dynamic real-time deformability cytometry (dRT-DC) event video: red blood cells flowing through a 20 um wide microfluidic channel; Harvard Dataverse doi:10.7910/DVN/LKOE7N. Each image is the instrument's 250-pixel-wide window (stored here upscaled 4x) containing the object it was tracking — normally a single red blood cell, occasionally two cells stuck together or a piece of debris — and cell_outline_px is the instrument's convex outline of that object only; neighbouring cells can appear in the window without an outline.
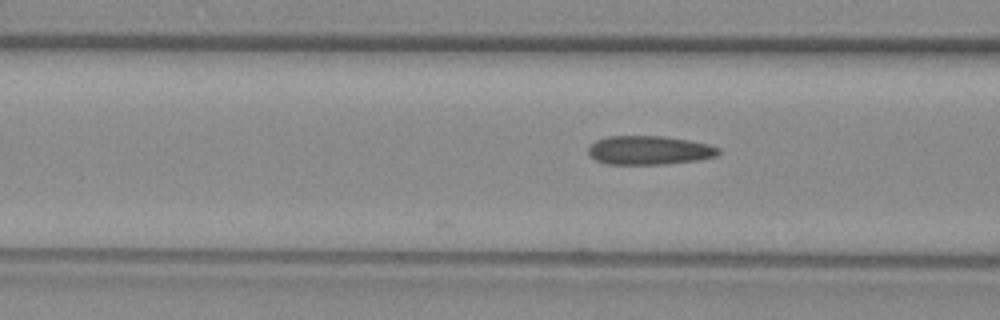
{"species": "common noctule bat (a hibernating species)", "species_latin": "Nyctalus noctula", "temperature_condition": "warm", "stored_images_in_passage": 6, "camera_frame_rate_fps": 3000, "um_per_image_px": 0.085, "animal": {"sex": "female", "body_mass_g": 29.2, "forearm_length_mm": 56.3}, "frame": {"image": 1, "passage_image": 6, "time_ms": 1.667, "image_size_px": [1000, 320], "cell_outline_px": [[720, 152], [716, 156], [700, 160], [664, 164], [608, 164], [596, 160], [588, 152], [588, 148], [596, 140], [608, 136], [664, 136], [688, 140], [708, 144], [720, 148]], "centroid_in_image_um": [55.21, 12.77], "position_along_channel_um": 111.4, "area_um2": 21.85}}